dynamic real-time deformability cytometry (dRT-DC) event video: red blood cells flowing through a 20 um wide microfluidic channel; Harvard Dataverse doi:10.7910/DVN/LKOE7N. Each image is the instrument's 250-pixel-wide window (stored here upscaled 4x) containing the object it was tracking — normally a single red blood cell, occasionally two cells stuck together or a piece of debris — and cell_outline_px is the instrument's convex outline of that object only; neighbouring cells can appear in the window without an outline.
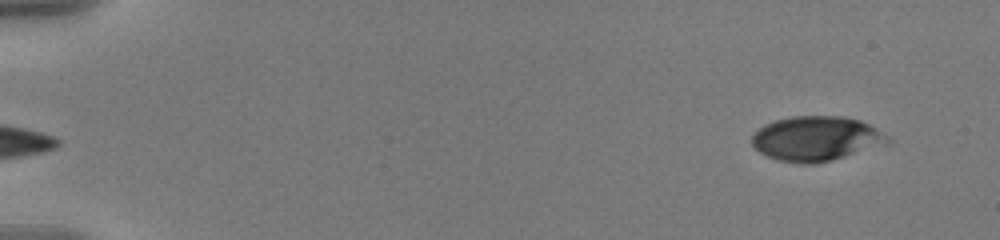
{"species": "human", "species_latin": "Homo sapiens", "temperature_condition": "warm", "stored_images_in_passage": 55, "camera_frame_rate_fps": 3000, "um_per_image_px": 0.085, "donor": {"sex": "male"}, "frame": {"image": 1, "passage_image": 2, "time_ms": 0.333, "image_size_px": [1000, 240], "cell_outline_px": [[892, 140], [888, 144], [832, 160], [816, 164], [800, 164], [780, 160], [768, 156], [760, 152], [752, 144], [752, 136], [764, 124], [776, 120], [792, 116], [844, 116], [860, 120], [876, 128], [888, 136]], "centroid_in_image_um": [69.41, 11.78], "position_along_channel_um": 15.6, "area_um2": 35.37}}
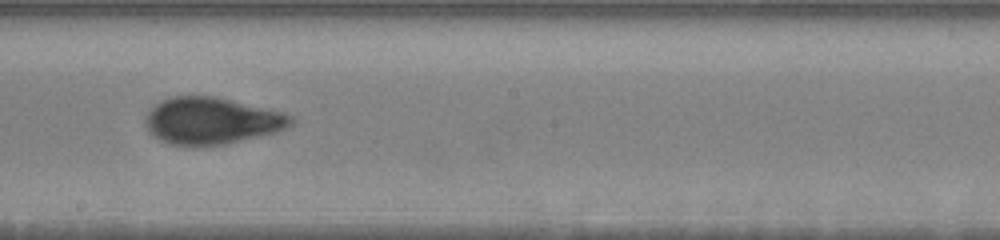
{"frame": {"image": 2, "passage_image": 32, "time_ms": 10.333, "image_size_px": [1000, 240], "cell_outline_px": [[292, 124], [276, 132], [224, 144], [168, 144], [160, 140], [148, 132], [144, 124], [144, 120], [148, 112], [160, 100], [172, 96], [216, 96], [284, 112], [292, 116]], "centroid_in_image_um": [17.96, 10.24], "position_along_channel_um": 230.2, "area_um2": 39.36}}
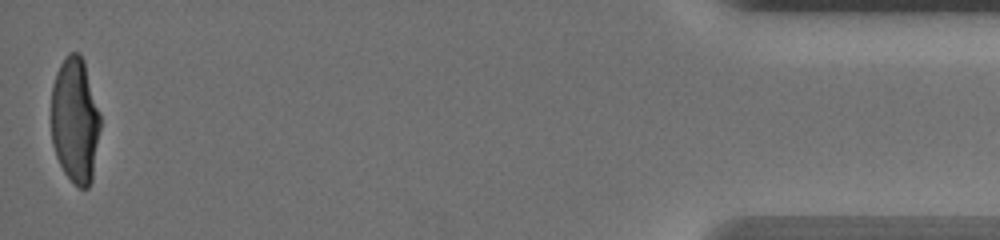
{"frame": {"image": 3, "passage_image": 55, "time_ms": 18.0, "image_size_px": [1000, 240], "cell_outline_px": [[100, 128], [92, 180], [88, 188], [80, 188], [64, 172], [56, 156], [52, 144], [52, 84], [56, 72], [60, 64], [68, 52], [80, 52], [84, 60], [100, 112]], "centroid_in_image_um": [6.39, 10.19], "position_along_channel_um": 428.8, "area_um2": 36.07}, "authors_computed_cell_mechanics": {"area_um2": 37.7434, "velocity_mm_per_s": 3.5799, "shape_relaxation_time_tau1_ms": 4.7853, "shape_relaxation_time_tau2_ms": 0.7425, "deformation_change_tau1": 0.1942, "deformation_change_tau2": 0.0533}}